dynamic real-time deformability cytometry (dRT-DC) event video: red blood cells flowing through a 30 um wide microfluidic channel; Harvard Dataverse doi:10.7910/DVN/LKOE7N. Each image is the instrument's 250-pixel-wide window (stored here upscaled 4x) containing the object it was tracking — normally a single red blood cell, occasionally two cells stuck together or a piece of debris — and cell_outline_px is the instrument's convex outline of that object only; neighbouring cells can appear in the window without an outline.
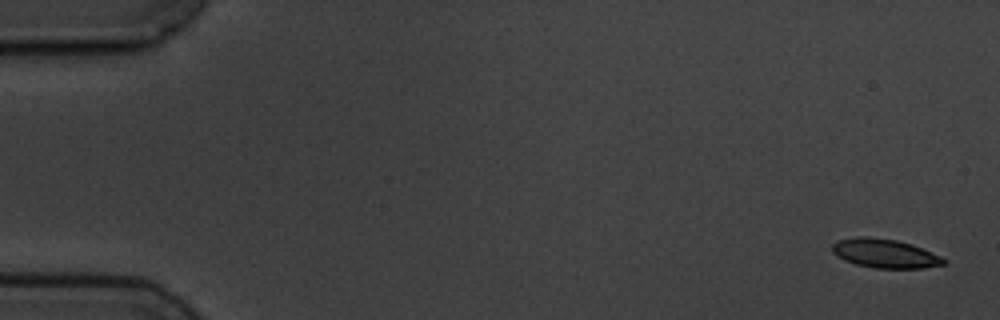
{"species": "common noctule bat (a hibernating species)", "species_latin": "Nyctalus noctula", "temperature_condition": "cold", "stored_images_in_passage": 15, "camera_frame_rate_fps": 3000, "um_per_image_px": 0.085, "animal": {"sex": "male", "body_mass_g": 19.5, "forearm_length_mm": 54.6}, "frame": {"image": 1, "passage_image": 1, "time_ms": 0.0, "image_size_px": [1000, 320], "cell_outline_px": [[948, 260], [944, 264], [924, 268], [876, 268], [856, 264], [844, 260], [836, 256], [832, 252], [832, 244], [836, 240], [856, 236], [868, 236], [896, 240], [912, 244], [940, 256]], "centroid_in_image_um": [75.18, 21.53], "position_along_channel_um": 9.8, "area_um2": 18.9}}
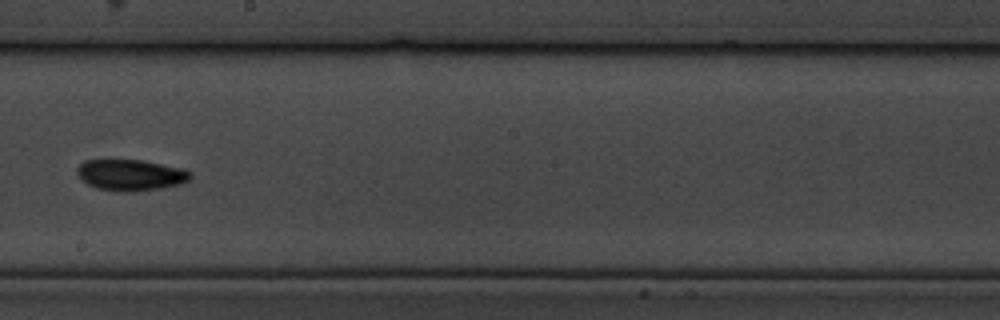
{"frame": {"image": 2, "passage_image": 9, "time_ms": 10.333, "image_size_px": [1000, 320], "cell_outline_px": [[192, 176], [188, 180], [180, 184], [160, 188], [136, 192], [120, 192], [96, 188], [80, 180], [76, 172], [76, 168], [84, 160], [140, 160], [184, 168], [192, 172]], "centroid_in_image_um": [11.09, 14.88], "position_along_channel_um": 237.1, "area_um2": 20.81}}
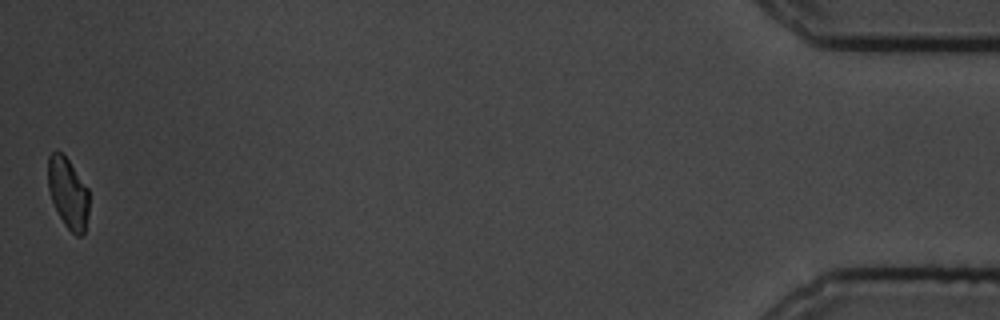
{"frame": {"image": 3, "passage_image": 15, "time_ms": 18.333, "image_size_px": [1000, 320], "cell_outline_px": [[88, 216], [84, 232], [80, 236], [76, 236], [64, 224], [52, 200], [48, 188], [48, 156], [56, 148], [68, 160], [88, 188]], "centroid_in_image_um": [5.78, 16.39], "position_along_channel_um": 429.4, "area_um2": 16.7}, "authors_computed_cell_mechanics": {"area_um2": 19.4208, "velocity_mm_per_s": 3.5277, "shape_relaxation_time_tau1_ms": 2.0599, "shape_relaxation_time_tau2_ms": 8.8877, "deformation_change_tau1": 0.0705, "deformation_change_tau2": 0.0937}}